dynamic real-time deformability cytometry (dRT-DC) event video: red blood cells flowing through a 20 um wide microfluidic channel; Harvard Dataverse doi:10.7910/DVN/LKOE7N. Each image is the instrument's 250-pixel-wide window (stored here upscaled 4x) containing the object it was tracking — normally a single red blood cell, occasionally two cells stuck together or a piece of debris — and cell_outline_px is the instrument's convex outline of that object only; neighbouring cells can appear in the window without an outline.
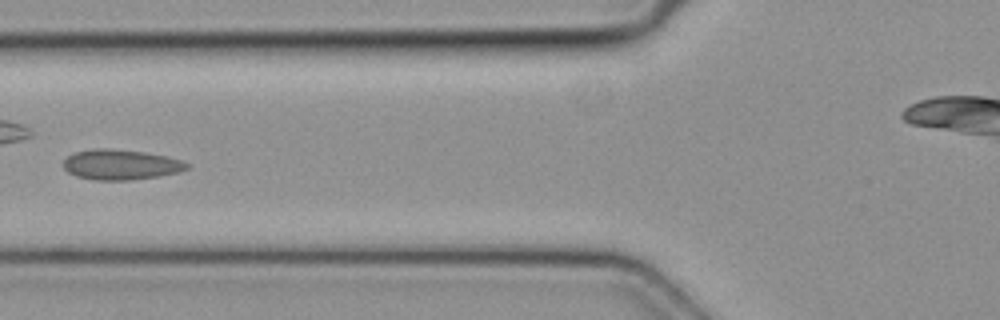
{"species": "common noctule bat (a hibernating species)", "species_latin": "Nyctalus noctula", "temperature_condition": "cold", "stored_images_in_passage": 3, "camera_frame_rate_fps": 3000, "um_per_image_px": 0.085, "animal": {"sex": "female", "body_mass_g": 19.3, "forearm_length_mm": 54.1}, "frame": {"image": 1, "passage_image": 3, "time_ms": 0.667, "image_size_px": [1000, 320], "cell_outline_px": [[192, 164], [188, 168], [180, 172], [160, 176], [132, 180], [96, 180], [76, 176], [68, 172], [64, 168], [64, 160], [68, 156], [76, 152], [100, 148], [108, 148], [144, 152], [164, 156], [180, 160]], "centroid_in_image_um": [10.3, 14.0], "position_along_channel_um": 115.5, "area_um2": 21.68}}